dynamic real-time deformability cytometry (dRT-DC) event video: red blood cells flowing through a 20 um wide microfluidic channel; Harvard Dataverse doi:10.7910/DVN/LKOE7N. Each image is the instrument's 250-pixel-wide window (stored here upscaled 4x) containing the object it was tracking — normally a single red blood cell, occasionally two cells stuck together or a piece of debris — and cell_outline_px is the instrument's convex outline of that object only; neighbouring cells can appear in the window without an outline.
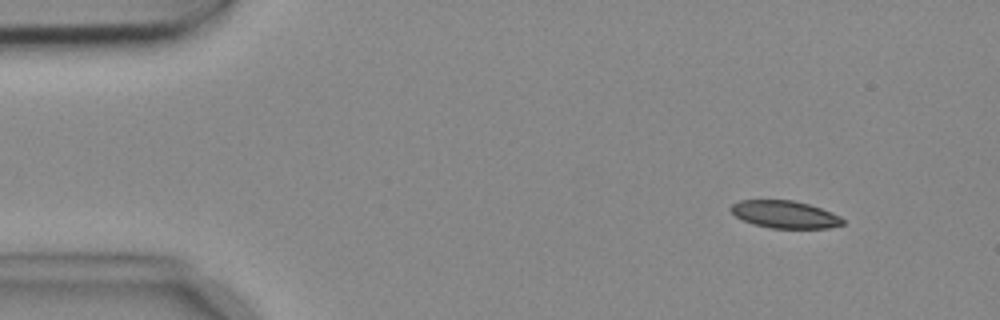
{"species": "common noctule bat (a hibernating species)", "species_latin": "Nyctalus noctula", "temperature_condition": "cold", "stored_images_in_passage": 5, "camera_frame_rate_fps": 3000, "um_per_image_px": 0.085, "animal": {"sex": "female", "body_mass_g": 18.4}, "frame": {"image": 1, "passage_image": 2, "time_ms": 0.333, "image_size_px": [1000, 320], "cell_outline_px": [[844, 224], [828, 228], [772, 228], [752, 224], [736, 216], [728, 208], [732, 204], [740, 200], [792, 200], [808, 204], [832, 212], [840, 216], [844, 220]], "centroid_in_image_um": [66.71, 18.22], "position_along_channel_um": 18.3, "area_um2": 17.86}}